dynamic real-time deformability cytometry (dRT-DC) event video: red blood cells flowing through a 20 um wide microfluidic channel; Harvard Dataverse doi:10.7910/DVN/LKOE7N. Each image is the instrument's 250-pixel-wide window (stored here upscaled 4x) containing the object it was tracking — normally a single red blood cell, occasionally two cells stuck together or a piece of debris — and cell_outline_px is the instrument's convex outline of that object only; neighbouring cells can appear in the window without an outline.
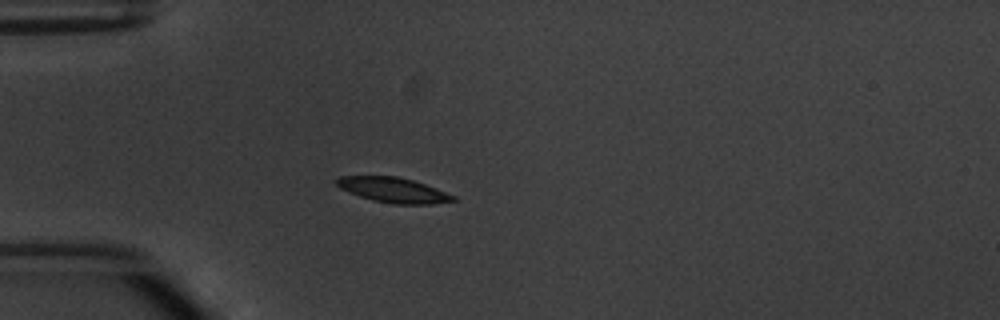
{"species": "common noctule bat (a hibernating species)", "species_latin": "Nyctalus noctula", "temperature_condition": "warm", "stored_images_in_passage": 2, "camera_frame_rate_fps": 3000, "um_per_image_px": 0.085, "animal": {"sex": "male", "body_mass_g": 20.1, "forearm_length_mm": 53.5}, "frame": {"image": 1, "passage_image": 1, "time_ms": 0.0, "image_size_px": [1000, 320], "cell_outline_px": [[456, 200], [432, 204], [392, 204], [372, 200], [348, 192], [340, 188], [332, 180], [340, 176], [396, 176], [412, 180], [436, 188], [456, 196]], "centroid_in_image_um": [33.4, 16.15], "position_along_channel_um": 51.6, "area_um2": 17.05}}